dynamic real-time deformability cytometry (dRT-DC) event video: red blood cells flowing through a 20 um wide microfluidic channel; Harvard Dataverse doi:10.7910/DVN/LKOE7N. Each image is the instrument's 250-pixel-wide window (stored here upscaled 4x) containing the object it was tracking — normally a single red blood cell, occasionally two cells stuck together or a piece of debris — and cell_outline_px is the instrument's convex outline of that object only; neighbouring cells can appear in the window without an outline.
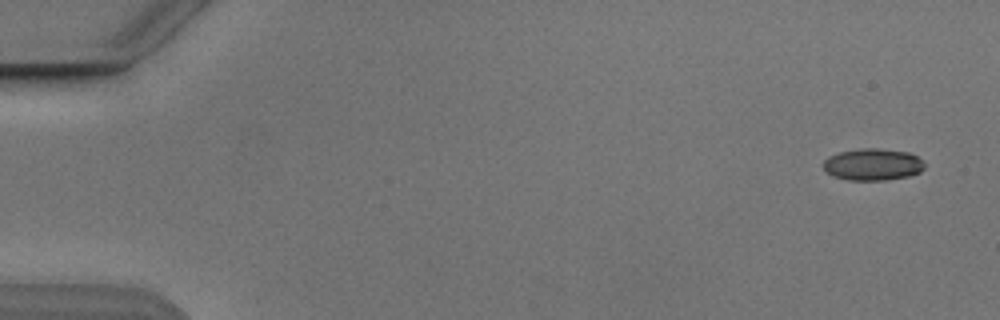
{"species": "Egyptian fruit bat (a non-hibernating species)", "species_latin": "Rousettus aegyptiacus", "temperature_condition": "cold", "stored_images_in_passage": 5, "camera_frame_rate_fps": 3000, "um_per_image_px": 0.085, "animal": {"sex": "male"}, "frame": {"image": 1, "passage_image": 1, "time_ms": 0.0, "image_size_px": [1000, 320], "cell_outline_px": [[924, 168], [920, 172], [908, 176], [884, 180], [848, 180], [832, 176], [824, 168], [824, 160], [828, 156], [840, 152], [864, 148], [876, 148], [908, 152], [924, 160]], "centroid_in_image_um": [74.2, 13.98], "position_along_channel_um": 10.8, "area_um2": 18.73}}